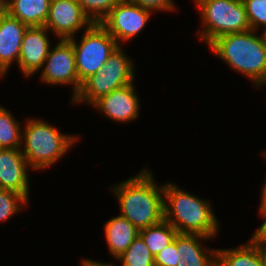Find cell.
Segmentation results:
<instances>
[{"mask_svg":"<svg viewBox=\"0 0 266 266\" xmlns=\"http://www.w3.org/2000/svg\"><path fill=\"white\" fill-rule=\"evenodd\" d=\"M8 13V0H0V19Z\"/></svg>","mask_w":266,"mask_h":266,"instance_id":"30","label":"cell"},{"mask_svg":"<svg viewBox=\"0 0 266 266\" xmlns=\"http://www.w3.org/2000/svg\"><path fill=\"white\" fill-rule=\"evenodd\" d=\"M130 58L125 55L119 46L106 61L99 72L86 79L78 94L71 102H87L93 105L101 97L113 90L133 83L135 74L134 66Z\"/></svg>","mask_w":266,"mask_h":266,"instance_id":"6","label":"cell"},{"mask_svg":"<svg viewBox=\"0 0 266 266\" xmlns=\"http://www.w3.org/2000/svg\"><path fill=\"white\" fill-rule=\"evenodd\" d=\"M104 231L110 255L116 259L128 249L139 235V230L120 215L108 220L104 226Z\"/></svg>","mask_w":266,"mask_h":266,"instance_id":"16","label":"cell"},{"mask_svg":"<svg viewBox=\"0 0 266 266\" xmlns=\"http://www.w3.org/2000/svg\"><path fill=\"white\" fill-rule=\"evenodd\" d=\"M164 219L178 233L214 237L219 226L210 202L179 189L173 183L163 185Z\"/></svg>","mask_w":266,"mask_h":266,"instance_id":"3","label":"cell"},{"mask_svg":"<svg viewBox=\"0 0 266 266\" xmlns=\"http://www.w3.org/2000/svg\"><path fill=\"white\" fill-rule=\"evenodd\" d=\"M49 30L45 26L28 27L23 35L18 67L24 76H32L44 66L50 51L51 41L46 36Z\"/></svg>","mask_w":266,"mask_h":266,"instance_id":"11","label":"cell"},{"mask_svg":"<svg viewBox=\"0 0 266 266\" xmlns=\"http://www.w3.org/2000/svg\"><path fill=\"white\" fill-rule=\"evenodd\" d=\"M51 0H8V13L28 27L44 26Z\"/></svg>","mask_w":266,"mask_h":266,"instance_id":"18","label":"cell"},{"mask_svg":"<svg viewBox=\"0 0 266 266\" xmlns=\"http://www.w3.org/2000/svg\"><path fill=\"white\" fill-rule=\"evenodd\" d=\"M204 28L200 39L209 45L217 37L250 30L242 0H195Z\"/></svg>","mask_w":266,"mask_h":266,"instance_id":"5","label":"cell"},{"mask_svg":"<svg viewBox=\"0 0 266 266\" xmlns=\"http://www.w3.org/2000/svg\"><path fill=\"white\" fill-rule=\"evenodd\" d=\"M217 257L225 266H264V246L253 237L233 249H218Z\"/></svg>","mask_w":266,"mask_h":266,"instance_id":"17","label":"cell"},{"mask_svg":"<svg viewBox=\"0 0 266 266\" xmlns=\"http://www.w3.org/2000/svg\"><path fill=\"white\" fill-rule=\"evenodd\" d=\"M263 36H264L265 41H266V30H264V32H263Z\"/></svg>","mask_w":266,"mask_h":266,"instance_id":"33","label":"cell"},{"mask_svg":"<svg viewBox=\"0 0 266 266\" xmlns=\"http://www.w3.org/2000/svg\"><path fill=\"white\" fill-rule=\"evenodd\" d=\"M151 10L144 9L129 0L118 3L99 23L119 44L139 35L151 15Z\"/></svg>","mask_w":266,"mask_h":266,"instance_id":"9","label":"cell"},{"mask_svg":"<svg viewBox=\"0 0 266 266\" xmlns=\"http://www.w3.org/2000/svg\"><path fill=\"white\" fill-rule=\"evenodd\" d=\"M247 13L250 28L257 31L259 26L266 30V0H242ZM265 26V27H264Z\"/></svg>","mask_w":266,"mask_h":266,"instance_id":"24","label":"cell"},{"mask_svg":"<svg viewBox=\"0 0 266 266\" xmlns=\"http://www.w3.org/2000/svg\"><path fill=\"white\" fill-rule=\"evenodd\" d=\"M93 24L77 0H51L44 26L58 38L69 40L79 30L88 29Z\"/></svg>","mask_w":266,"mask_h":266,"instance_id":"10","label":"cell"},{"mask_svg":"<svg viewBox=\"0 0 266 266\" xmlns=\"http://www.w3.org/2000/svg\"><path fill=\"white\" fill-rule=\"evenodd\" d=\"M84 32L80 43L74 37L69 39L74 48L77 75L81 84L99 72L120 46L99 23L93 24Z\"/></svg>","mask_w":266,"mask_h":266,"instance_id":"7","label":"cell"},{"mask_svg":"<svg viewBox=\"0 0 266 266\" xmlns=\"http://www.w3.org/2000/svg\"><path fill=\"white\" fill-rule=\"evenodd\" d=\"M122 266H152L154 255L150 252L144 240L138 235L128 249L117 258Z\"/></svg>","mask_w":266,"mask_h":266,"instance_id":"21","label":"cell"},{"mask_svg":"<svg viewBox=\"0 0 266 266\" xmlns=\"http://www.w3.org/2000/svg\"><path fill=\"white\" fill-rule=\"evenodd\" d=\"M154 263L161 266H177L176 242H171L167 247L154 256Z\"/></svg>","mask_w":266,"mask_h":266,"instance_id":"25","label":"cell"},{"mask_svg":"<svg viewBox=\"0 0 266 266\" xmlns=\"http://www.w3.org/2000/svg\"><path fill=\"white\" fill-rule=\"evenodd\" d=\"M264 266H266V247H264Z\"/></svg>","mask_w":266,"mask_h":266,"instance_id":"32","label":"cell"},{"mask_svg":"<svg viewBox=\"0 0 266 266\" xmlns=\"http://www.w3.org/2000/svg\"><path fill=\"white\" fill-rule=\"evenodd\" d=\"M112 189L119 201L120 216L129 220L138 230L164 219L163 185L159 187L154 183L150 170L143 169Z\"/></svg>","mask_w":266,"mask_h":266,"instance_id":"1","label":"cell"},{"mask_svg":"<svg viewBox=\"0 0 266 266\" xmlns=\"http://www.w3.org/2000/svg\"><path fill=\"white\" fill-rule=\"evenodd\" d=\"M82 266H113V264H107V263H102V262H99V261H94V260H91V259H83L82 260Z\"/></svg>","mask_w":266,"mask_h":266,"instance_id":"28","label":"cell"},{"mask_svg":"<svg viewBox=\"0 0 266 266\" xmlns=\"http://www.w3.org/2000/svg\"><path fill=\"white\" fill-rule=\"evenodd\" d=\"M202 239L211 238L201 234L177 233L174 238L177 247V266L210 265L217 256V249L203 248Z\"/></svg>","mask_w":266,"mask_h":266,"instance_id":"15","label":"cell"},{"mask_svg":"<svg viewBox=\"0 0 266 266\" xmlns=\"http://www.w3.org/2000/svg\"><path fill=\"white\" fill-rule=\"evenodd\" d=\"M27 166L29 164L21 149L0 148V188L15 191L28 200Z\"/></svg>","mask_w":266,"mask_h":266,"instance_id":"13","label":"cell"},{"mask_svg":"<svg viewBox=\"0 0 266 266\" xmlns=\"http://www.w3.org/2000/svg\"><path fill=\"white\" fill-rule=\"evenodd\" d=\"M209 266H225L224 263L216 256Z\"/></svg>","mask_w":266,"mask_h":266,"instance_id":"31","label":"cell"},{"mask_svg":"<svg viewBox=\"0 0 266 266\" xmlns=\"http://www.w3.org/2000/svg\"><path fill=\"white\" fill-rule=\"evenodd\" d=\"M250 29L217 37L209 48L233 70L243 73L256 87L266 80V41Z\"/></svg>","mask_w":266,"mask_h":266,"instance_id":"2","label":"cell"},{"mask_svg":"<svg viewBox=\"0 0 266 266\" xmlns=\"http://www.w3.org/2000/svg\"><path fill=\"white\" fill-rule=\"evenodd\" d=\"M12 114L0 106V148L22 149L20 123Z\"/></svg>","mask_w":266,"mask_h":266,"instance_id":"20","label":"cell"},{"mask_svg":"<svg viewBox=\"0 0 266 266\" xmlns=\"http://www.w3.org/2000/svg\"><path fill=\"white\" fill-rule=\"evenodd\" d=\"M261 216L266 219V211H259ZM259 244L266 247V220L252 236Z\"/></svg>","mask_w":266,"mask_h":266,"instance_id":"27","label":"cell"},{"mask_svg":"<svg viewBox=\"0 0 266 266\" xmlns=\"http://www.w3.org/2000/svg\"><path fill=\"white\" fill-rule=\"evenodd\" d=\"M177 233V230L165 219L139 230V235L154 256L173 242Z\"/></svg>","mask_w":266,"mask_h":266,"instance_id":"19","label":"cell"},{"mask_svg":"<svg viewBox=\"0 0 266 266\" xmlns=\"http://www.w3.org/2000/svg\"><path fill=\"white\" fill-rule=\"evenodd\" d=\"M133 83L113 90L98 99L92 106L117 122H130L138 118L139 97L135 93Z\"/></svg>","mask_w":266,"mask_h":266,"instance_id":"12","label":"cell"},{"mask_svg":"<svg viewBox=\"0 0 266 266\" xmlns=\"http://www.w3.org/2000/svg\"><path fill=\"white\" fill-rule=\"evenodd\" d=\"M262 193H261V204H260V209L259 211H266V181L265 183L263 184V187H262Z\"/></svg>","mask_w":266,"mask_h":266,"instance_id":"29","label":"cell"},{"mask_svg":"<svg viewBox=\"0 0 266 266\" xmlns=\"http://www.w3.org/2000/svg\"><path fill=\"white\" fill-rule=\"evenodd\" d=\"M59 40L60 42L54 48H50L40 77L47 84H72L74 86L73 99L82 85L77 75L74 48L70 40Z\"/></svg>","mask_w":266,"mask_h":266,"instance_id":"8","label":"cell"},{"mask_svg":"<svg viewBox=\"0 0 266 266\" xmlns=\"http://www.w3.org/2000/svg\"><path fill=\"white\" fill-rule=\"evenodd\" d=\"M22 153L32 169H45L58 161L78 137L60 133L54 126L39 119H28L22 132Z\"/></svg>","mask_w":266,"mask_h":266,"instance_id":"4","label":"cell"},{"mask_svg":"<svg viewBox=\"0 0 266 266\" xmlns=\"http://www.w3.org/2000/svg\"><path fill=\"white\" fill-rule=\"evenodd\" d=\"M123 0H77L85 14L94 23H100Z\"/></svg>","mask_w":266,"mask_h":266,"instance_id":"22","label":"cell"},{"mask_svg":"<svg viewBox=\"0 0 266 266\" xmlns=\"http://www.w3.org/2000/svg\"><path fill=\"white\" fill-rule=\"evenodd\" d=\"M130 2L139 5L144 9H148L151 11L159 10V11H171L175 10V5L173 0H129Z\"/></svg>","mask_w":266,"mask_h":266,"instance_id":"26","label":"cell"},{"mask_svg":"<svg viewBox=\"0 0 266 266\" xmlns=\"http://www.w3.org/2000/svg\"><path fill=\"white\" fill-rule=\"evenodd\" d=\"M28 200L21 194L0 188V221H6L21 210V205L24 206ZM21 204V205H20Z\"/></svg>","mask_w":266,"mask_h":266,"instance_id":"23","label":"cell"},{"mask_svg":"<svg viewBox=\"0 0 266 266\" xmlns=\"http://www.w3.org/2000/svg\"><path fill=\"white\" fill-rule=\"evenodd\" d=\"M28 26L9 13L0 19V77L11 64H18L23 35ZM13 61V62H12Z\"/></svg>","mask_w":266,"mask_h":266,"instance_id":"14","label":"cell"}]
</instances>
